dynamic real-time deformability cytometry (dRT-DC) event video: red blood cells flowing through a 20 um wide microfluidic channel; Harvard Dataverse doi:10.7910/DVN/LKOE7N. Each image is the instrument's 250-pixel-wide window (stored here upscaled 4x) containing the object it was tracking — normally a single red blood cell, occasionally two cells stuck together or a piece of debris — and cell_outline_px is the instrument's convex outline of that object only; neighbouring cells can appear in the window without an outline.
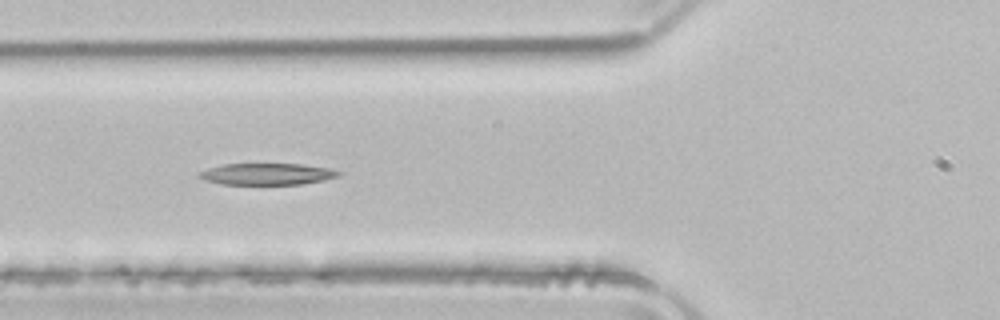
{"species": "common noctule bat (a hibernating species)", "species_latin": "Nyctalus noctula", "temperature_condition": "room temperature", "stored_images_in_passage": 6, "camera_frame_rate_fps": 3000, "um_per_image_px": 0.085, "animal": {"sex": "male", "body_mass_g": 21.5, "forearm_length_mm": 52.0}, "frame": {"image": 1, "passage_image": 5, "time_ms": 1.333, "image_size_px": [1000, 320], "cell_outline_px": [[344, 172], [340, 176], [324, 180], [300, 184], [224, 184], [204, 180], [196, 176], [200, 172], [208, 168], [224, 164], [300, 164], [328, 168]], "centroid_in_image_um": [22.72, 14.79], "position_along_channel_um": 103.1, "area_um2": 17.46}}
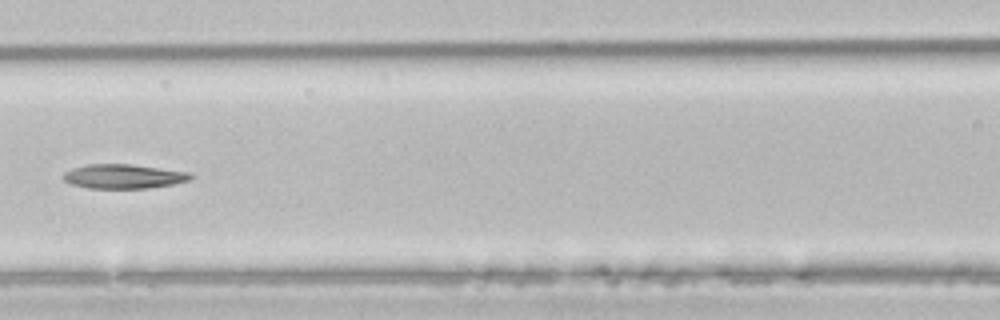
{"frame": {"image": 2, "passage_image": 6, "time_ms": 1.667, "image_size_px": [1000, 320], "cell_outline_px": [[196, 176], [188, 180], [172, 184], [148, 188], [88, 188], [72, 184], [64, 180], [60, 176], [64, 172], [72, 168], [88, 164], [132, 164], [188, 172]], "centroid_in_image_um": [10.47, 14.98], "position_along_channel_um": 156.1, "area_um2": 18.03}}